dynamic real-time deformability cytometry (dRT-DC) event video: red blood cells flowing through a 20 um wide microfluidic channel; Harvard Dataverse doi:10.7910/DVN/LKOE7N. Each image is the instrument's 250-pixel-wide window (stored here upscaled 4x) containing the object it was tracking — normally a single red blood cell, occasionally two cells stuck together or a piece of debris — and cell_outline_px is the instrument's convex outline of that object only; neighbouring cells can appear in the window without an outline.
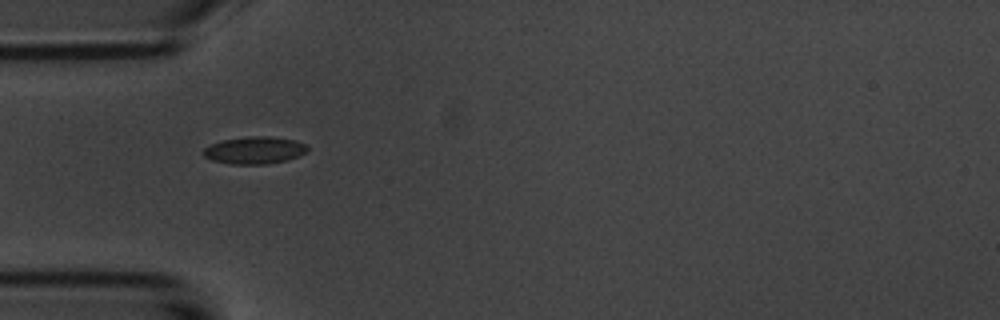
{"species": "common noctule bat (a hibernating species)", "species_latin": "Nyctalus noctula", "temperature_condition": "room temperature", "stored_images_in_passage": 4, "camera_frame_rate_fps": 3000, "um_per_image_px": 0.085, "animal": {"sex": "male", "body_mass_g": 20.1, "forearm_length_mm": 53.5}, "frame": {"image": 1, "passage_image": 1, "time_ms": 0.0, "image_size_px": [1000, 320], "cell_outline_px": [[308, 148], [300, 156], [288, 160], [268, 164], [228, 164], [212, 160], [204, 156], [200, 152], [204, 148], [212, 144], [224, 140], [252, 136], [268, 136], [296, 140], [304, 144]], "centroid_in_image_um": [21.62, 12.78], "position_along_channel_um": 63.4, "area_um2": 16.53}}
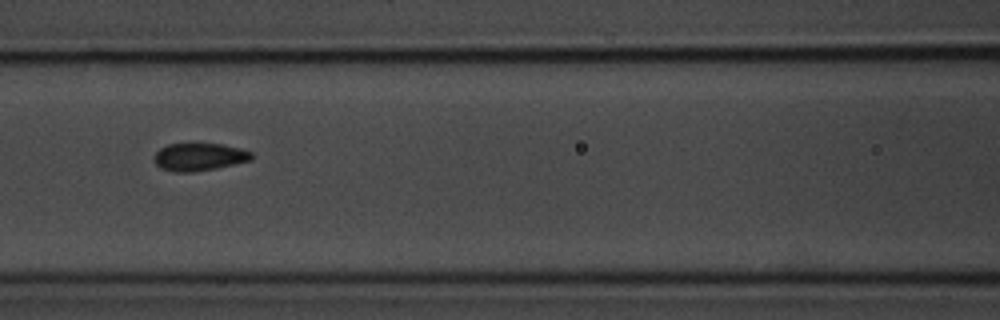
{"frame": {"image": 2, "passage_image": 3, "time_ms": 2.333, "image_size_px": [1000, 320], "cell_outline_px": [[256, 156], [252, 160], [216, 168], [192, 172], [176, 172], [160, 168], [152, 160], [152, 156], [160, 148], [168, 144], [192, 140], [224, 144], [240, 148], [252, 152]], "centroid_in_image_um": [16.92, 13.28], "position_along_channel_um": 149.7, "area_um2": 16.7}}
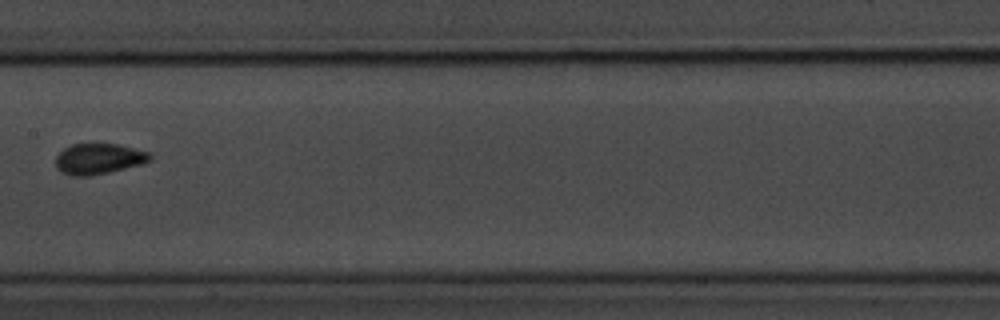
{"frame": {"image": 3, "passage_image": 4, "time_ms": 3.667, "image_size_px": [1000, 320], "cell_outline_px": [[152, 160], [140, 164], [108, 172], [88, 176], [72, 176], [60, 172], [56, 168], [56, 156], [64, 148], [72, 144], [116, 144], [148, 152], [152, 156]], "centroid_in_image_um": [8.35, 13.5], "position_along_channel_um": 199.1, "area_um2": 16.7}}